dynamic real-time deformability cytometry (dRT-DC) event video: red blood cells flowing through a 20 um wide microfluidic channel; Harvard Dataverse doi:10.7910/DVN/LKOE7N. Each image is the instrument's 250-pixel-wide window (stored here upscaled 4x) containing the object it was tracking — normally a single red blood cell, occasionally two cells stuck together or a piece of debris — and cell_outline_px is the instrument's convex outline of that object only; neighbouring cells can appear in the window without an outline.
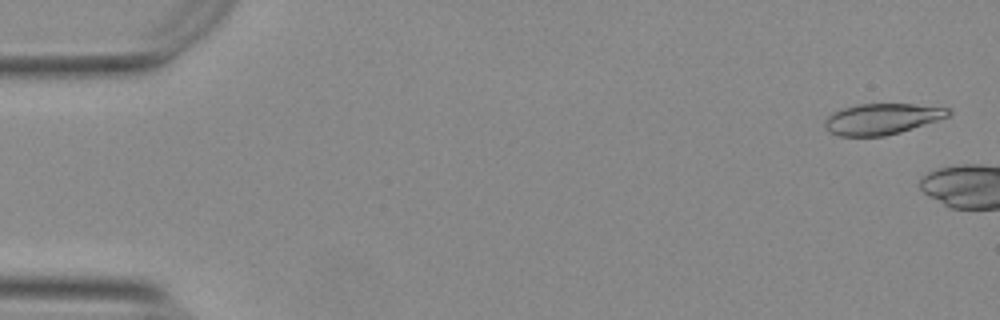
{"species": "Egyptian fruit bat (a non-hibernating species)", "species_latin": "Rousettus aegyptiacus", "temperature_condition": "warm", "stored_images_in_passage": 6, "camera_frame_rate_fps": 3000, "um_per_image_px": 0.085, "animal": {"sex": "female"}, "frame": {"image": 1, "passage_image": 2, "time_ms": 0.333, "image_size_px": [1000, 320], "cell_outline_px": [[952, 112], [948, 116], [900, 132], [884, 136], [840, 136], [828, 132], [824, 124], [824, 120], [832, 112], [856, 104], [916, 104], [948, 108]], "centroid_in_image_um": [74.91, 10.11], "position_along_channel_um": 10.1, "area_um2": 22.14}}